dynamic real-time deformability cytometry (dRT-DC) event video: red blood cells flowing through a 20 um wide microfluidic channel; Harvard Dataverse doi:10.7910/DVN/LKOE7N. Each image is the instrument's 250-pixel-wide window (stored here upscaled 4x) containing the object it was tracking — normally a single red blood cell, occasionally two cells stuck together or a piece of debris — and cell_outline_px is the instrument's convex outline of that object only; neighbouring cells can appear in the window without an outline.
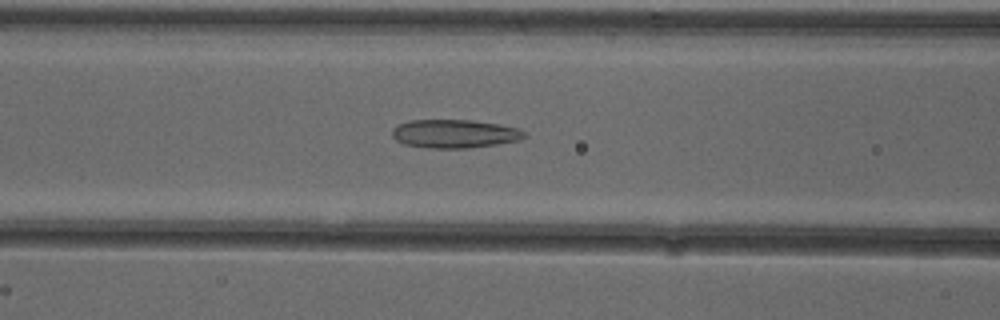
{"species": "common noctule bat (a hibernating species)", "species_latin": "Nyctalus noctula", "temperature_condition": "cold", "stored_images_in_passage": 53, "camera_frame_rate_fps": 3000, "um_per_image_px": 0.085, "animal": {"sex": "female"}, "frame": {"image": 1, "passage_image": 22, "time_ms": 7.0, "image_size_px": [1000, 320], "cell_outline_px": [[524, 136], [520, 140], [496, 144], [468, 148], [428, 148], [404, 144], [396, 140], [392, 136], [392, 128], [400, 124], [412, 120], [472, 120], [500, 124], [520, 128], [524, 132]], "centroid_in_image_um": [38.64, 11.36], "position_along_channel_um": 128.0, "area_um2": 21.91}}
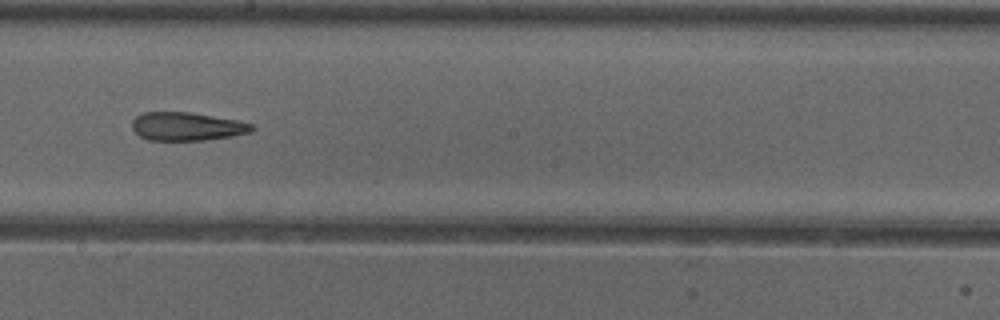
{"frame": {"image": 2, "passage_image": 30, "time_ms": 9.667, "image_size_px": [1000, 320], "cell_outline_px": [[256, 128], [252, 132], [232, 136], [204, 140], [148, 140], [140, 136], [132, 128], [132, 120], [136, 116], [144, 112], [188, 112], [240, 120], [252, 124]], "centroid_in_image_um": [15.92, 10.74], "position_along_channel_um": 232.3, "area_um2": 19.88}}
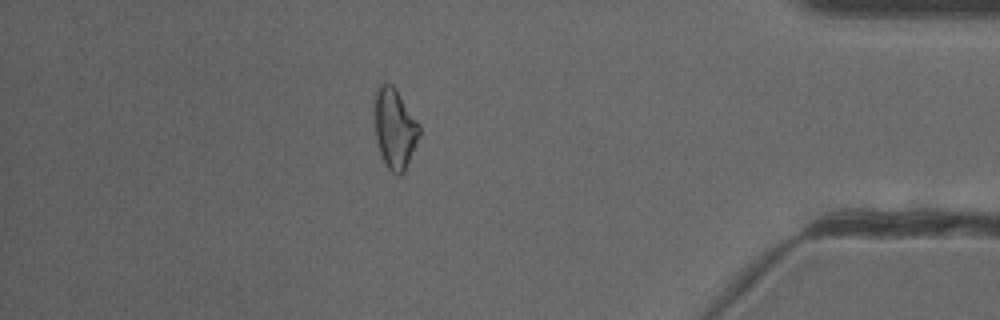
{"frame": {"image": 3, "passage_image": 46, "time_ms": 15.0, "image_size_px": [1000, 320], "cell_outline_px": [[420, 136], [404, 172], [400, 176], [396, 176], [384, 164], [380, 156], [376, 140], [372, 100], [372, 92], [380, 84], [392, 84], [396, 88], [420, 124]], "centroid_in_image_um": [33.51, 10.89], "position_along_channel_um": 401.7, "area_um2": 21.79}, "authors_computed_cell_mechanics": {"area_um2": 21.964, "velocity_mm_per_s": 3.9137, "shape_relaxation_time_tau1_ms": null, "shape_relaxation_time_tau2_ms": 3.8219, "deformation_change_tau1": null, "deformation_change_tau2": 0.1504}}